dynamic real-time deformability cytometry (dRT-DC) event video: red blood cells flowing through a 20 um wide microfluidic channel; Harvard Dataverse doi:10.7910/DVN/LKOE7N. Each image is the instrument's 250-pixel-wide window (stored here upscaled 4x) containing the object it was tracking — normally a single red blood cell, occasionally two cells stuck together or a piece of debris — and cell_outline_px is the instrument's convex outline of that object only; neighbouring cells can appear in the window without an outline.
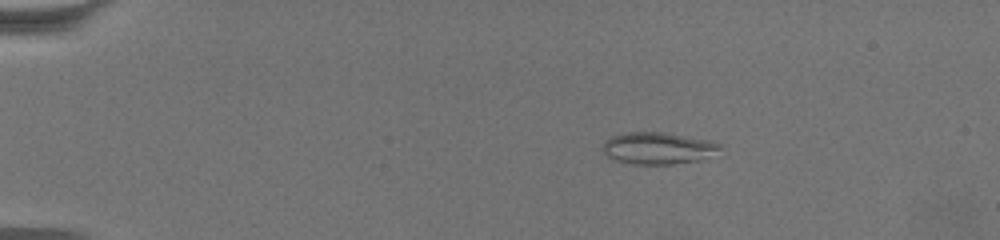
{"species": "common noctule bat (a hibernating species)", "species_latin": "Nyctalus noctula", "temperature_condition": "warm", "stored_images_in_passage": 63, "camera_frame_rate_fps": 3000, "um_per_image_px": 0.085, "animal": {"sex": "female", "body_mass_g": 19.5, "forearm_length_mm": 54.1}, "frame": {"image": 1, "passage_image": 12, "time_ms": 3.667, "image_size_px": [1000, 240], "cell_outline_px": [[724, 144], [720, 148], [700, 160], [672, 164], [620, 164], [612, 160], [600, 148], [604, 140], [612, 136], [628, 132], [664, 132], [712, 140]], "centroid_in_image_um": [55.86, 12.6], "position_along_channel_um": 29.1, "area_um2": 22.14}}
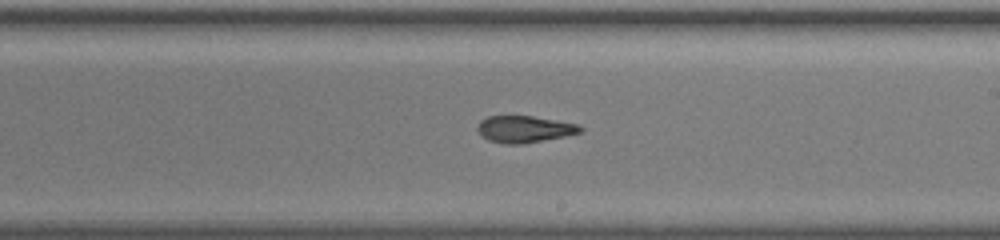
{"frame": {"image": 2, "passage_image": 39, "time_ms": 12.667, "image_size_px": [1000, 240], "cell_outline_px": [[584, 128], [580, 132], [564, 136], [524, 144], [504, 144], [488, 140], [476, 128], [480, 120], [488, 116], [532, 116], [580, 124]], "centroid_in_image_um": [44.58, 10.97], "position_along_channel_um": 244.4, "area_um2": 16.01}}
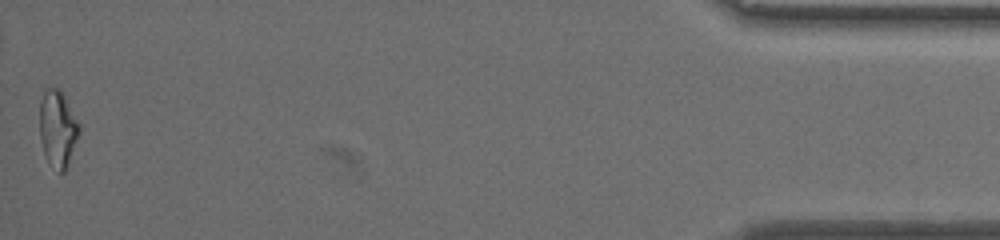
{"frame": {"image": 3, "passage_image": 63, "time_ms": 20.667, "image_size_px": [1000, 240], "cell_outline_px": [[80, 132], [68, 164], [64, 172], [60, 172], [48, 160], [44, 152], [40, 140], [40, 100], [44, 92], [48, 88], [56, 88], [64, 96], [80, 124]], "centroid_in_image_um": [4.91, 10.93], "position_along_channel_um": 430.3, "area_um2": 17.28}, "authors_computed_cell_mechanics": {"area_um2": 17.2822, "velocity_mm_per_s": 3.3849, "shape_relaxation_time_tau1_ms": 10.0716, "shape_relaxation_time_tau2_ms": 3.1021, "deformation_change_tau1": 0.2409, "deformation_change_tau2": 0.1138}}